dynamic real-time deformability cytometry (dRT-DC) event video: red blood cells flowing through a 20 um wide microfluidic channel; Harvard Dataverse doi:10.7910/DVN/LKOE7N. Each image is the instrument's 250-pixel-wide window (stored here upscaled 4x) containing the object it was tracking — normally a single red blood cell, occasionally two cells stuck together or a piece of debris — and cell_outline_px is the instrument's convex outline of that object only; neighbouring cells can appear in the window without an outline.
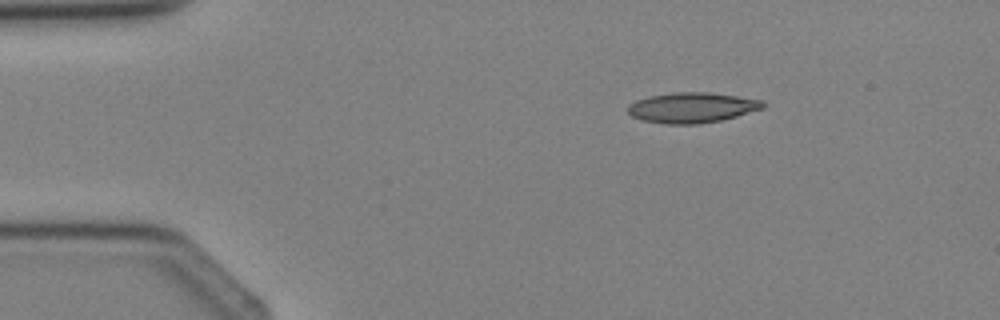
{"species": "Egyptian fruit bat (a non-hibernating species)", "species_latin": "Rousettus aegyptiacus", "temperature_condition": "cold", "stored_images_in_passage": 3, "camera_frame_rate_fps": 3000, "um_per_image_px": 0.085, "animal": {"sex": "female"}, "frame": {"image": 1, "passage_image": 1, "time_ms": 0.0, "image_size_px": [1000, 320], "cell_outline_px": [[764, 108], [736, 116], [720, 120], [700, 124], [664, 124], [640, 120], [632, 116], [628, 112], [628, 104], [636, 100], [648, 96], [672, 92], [708, 92], [764, 100]], "centroid_in_image_um": [58.78, 9.14], "position_along_channel_um": 26.2, "area_um2": 23.99}}